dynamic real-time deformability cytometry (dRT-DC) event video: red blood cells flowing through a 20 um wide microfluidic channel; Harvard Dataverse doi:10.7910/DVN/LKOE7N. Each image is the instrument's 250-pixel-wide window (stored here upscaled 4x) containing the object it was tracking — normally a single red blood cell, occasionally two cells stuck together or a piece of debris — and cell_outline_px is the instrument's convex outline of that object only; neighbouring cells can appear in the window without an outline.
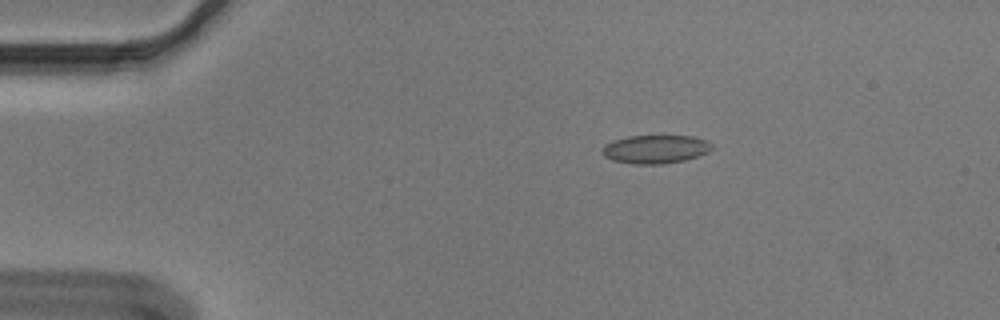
{"species": "Egyptian fruit bat (a non-hibernating species)", "species_latin": "Rousettus aegyptiacus", "temperature_condition": "cold", "stored_images_in_passage": 46, "camera_frame_rate_fps": 3000, "um_per_image_px": 0.085, "animal": {"sex": "male"}, "frame": {"image": 1, "passage_image": 1, "time_ms": 0.0, "image_size_px": [1000, 320], "cell_outline_px": [[712, 148], [708, 152], [684, 160], [664, 164], [632, 164], [612, 160], [604, 156], [600, 152], [604, 144], [612, 140], [628, 136], [692, 136], [704, 140], [712, 144]], "centroid_in_image_um": [55.65, 12.68], "position_along_channel_um": 29.4, "area_um2": 18.21}}
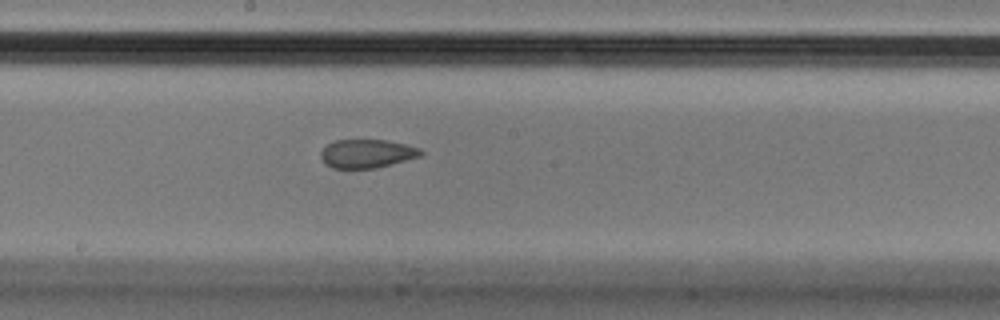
{"frame": {"image": 2, "passage_image": 21, "time_ms": 6.667, "image_size_px": [1000, 320], "cell_outline_px": [[424, 152], [420, 156], [376, 168], [332, 168], [324, 164], [320, 156], [320, 152], [328, 144], [336, 140], [388, 140], [420, 148]], "centroid_in_image_um": [31.17, 13.06], "position_along_channel_um": 217.0, "area_um2": 16.59}}
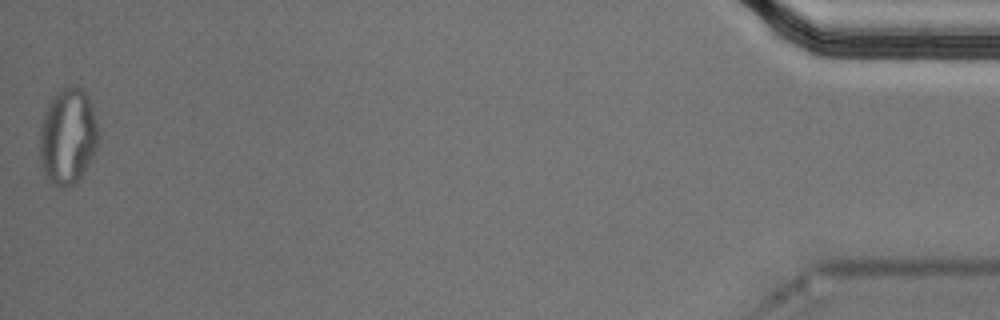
{"frame": {"image": 3, "passage_image": 46, "time_ms": 15.0, "image_size_px": [1000, 320], "cell_outline_px": [[96, 148], [80, 180], [76, 184], [64, 188], [56, 188], [52, 184], [44, 172], [40, 156], [40, 128], [44, 112], [48, 104], [56, 92], [60, 88], [72, 84], [76, 84], [88, 96], [92, 108], [96, 124]], "centroid_in_image_um": [5.73, 11.6], "position_along_channel_um": 429.5, "area_um2": 32.77}, "authors_computed_cell_mechanics": {"area_um2": 18.2359, "velocity_mm_per_s": 3.6297, "shape_relaxation_time_tau1_ms": null, "shape_relaxation_time_tau2_ms": 1.7925, "deformation_change_tau1": null, "deformation_change_tau2": 0.0594}}